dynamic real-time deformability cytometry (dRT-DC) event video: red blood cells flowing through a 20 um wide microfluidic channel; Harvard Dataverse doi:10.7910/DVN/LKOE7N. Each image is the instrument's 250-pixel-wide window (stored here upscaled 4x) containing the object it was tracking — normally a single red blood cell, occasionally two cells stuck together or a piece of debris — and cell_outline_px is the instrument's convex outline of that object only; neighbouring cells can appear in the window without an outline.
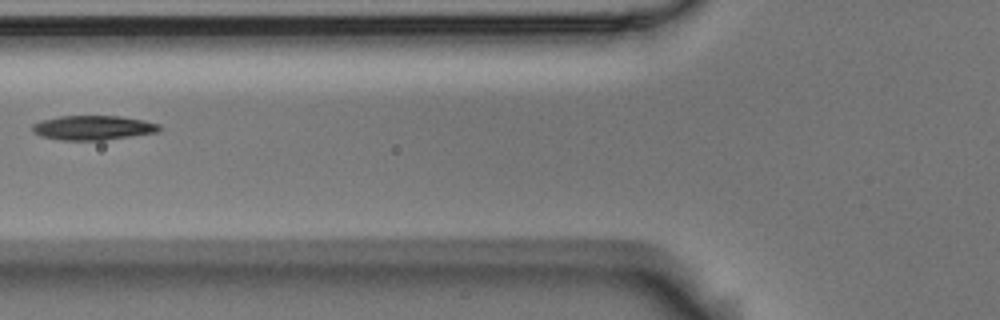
{"species": "Egyptian fruit bat (a non-hibernating species)", "species_latin": "Rousettus aegyptiacus", "temperature_condition": "room temperature", "stored_images_in_passage": 6, "camera_frame_rate_fps": 3000, "um_per_image_px": 0.085, "animal": {"sex": "male"}, "frame": {"image": 1, "passage_image": 5, "time_ms": 1.333, "image_size_px": [1000, 320], "cell_outline_px": [[160, 132], [104, 140], [60, 140], [40, 136], [32, 132], [32, 124], [40, 120], [60, 116], [120, 116], [144, 120], [160, 124]], "centroid_in_image_um": [7.9, 10.86], "position_along_channel_um": 117.9, "area_um2": 18.26}}
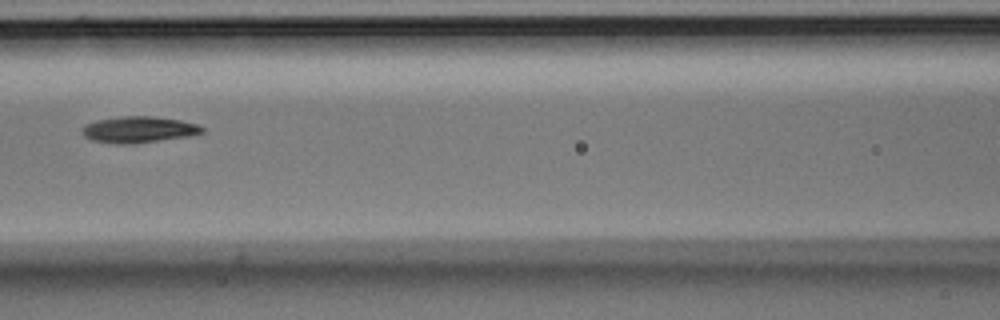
{"frame": {"image": 2, "passage_image": 6, "time_ms": 1.667, "image_size_px": [1000, 320], "cell_outline_px": [[204, 132], [188, 136], [124, 144], [120, 144], [92, 140], [84, 136], [80, 132], [84, 124], [96, 120], [120, 116], [152, 116], [180, 120], [200, 124], [204, 128]], "centroid_in_image_um": [11.76, 10.99], "position_along_channel_um": 154.8, "area_um2": 18.26}}